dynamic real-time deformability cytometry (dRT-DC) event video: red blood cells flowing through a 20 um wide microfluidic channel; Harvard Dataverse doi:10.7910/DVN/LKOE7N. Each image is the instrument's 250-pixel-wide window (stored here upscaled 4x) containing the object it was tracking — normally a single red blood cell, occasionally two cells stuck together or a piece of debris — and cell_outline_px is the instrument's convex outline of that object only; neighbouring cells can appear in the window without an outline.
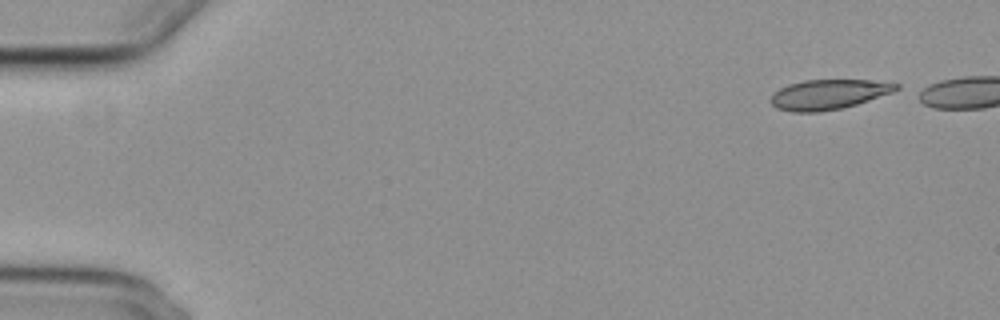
{"species": "common noctule bat (a hibernating species)", "species_latin": "Nyctalus noctula", "temperature_condition": "cold", "stored_images_in_passage": 4, "camera_frame_rate_fps": 3000, "um_per_image_px": 0.085, "animal": {"sex": "female", "body_mass_g": 29.2, "forearm_length_mm": 56.3}, "frame": {"image": 1, "passage_image": 1, "time_ms": 0.0, "image_size_px": [1000, 320], "cell_outline_px": [[900, 88], [892, 92], [844, 108], [820, 112], [792, 112], [776, 108], [772, 104], [772, 96], [780, 88], [788, 84], [804, 80], [868, 80], [900, 84]], "centroid_in_image_um": [70.42, 8.03], "position_along_channel_um": 14.6, "area_um2": 21.68}}